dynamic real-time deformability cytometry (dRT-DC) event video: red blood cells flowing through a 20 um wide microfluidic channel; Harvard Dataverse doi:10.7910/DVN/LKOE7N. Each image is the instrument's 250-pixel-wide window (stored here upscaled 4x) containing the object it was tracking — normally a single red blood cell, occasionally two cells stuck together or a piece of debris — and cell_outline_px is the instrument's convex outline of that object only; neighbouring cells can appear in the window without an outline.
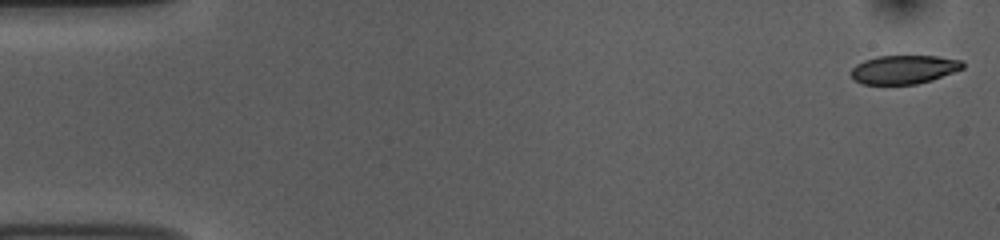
{"species": "common noctule bat (a hibernating species)", "species_latin": "Nyctalus noctula", "temperature_condition": "room temperature", "stored_images_in_passage": 53, "camera_frame_rate_fps": 3000, "um_per_image_px": 0.085, "animal": {"sex": "female", "body_mass_g": 10.0, "forearm_length_mm": 53.1}, "frame": {"image": 1, "passage_image": 1, "time_ms": 0.0, "image_size_px": [1000, 240], "cell_outline_px": [[964, 68], [932, 80], [916, 84], [860, 84], [852, 80], [848, 72], [856, 64], [864, 60], [880, 56], [936, 56], [964, 60]], "centroid_in_image_um": [76.8, 5.91], "position_along_channel_um": 8.2, "area_um2": 18.9}}
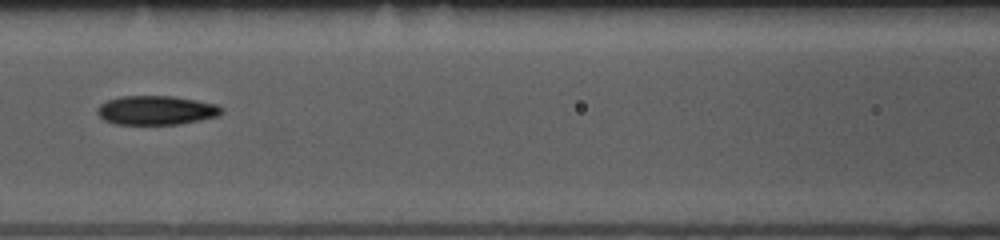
{"frame": {"image": 2, "passage_image": 23, "time_ms": 7.333, "image_size_px": [1000, 240], "cell_outline_px": [[224, 112], [220, 116], [180, 124], [116, 124], [104, 120], [96, 112], [96, 108], [100, 104], [108, 100], [120, 96], [172, 96], [196, 100], [216, 104], [224, 108]], "centroid_in_image_um": [13.3, 9.37], "position_along_channel_um": 153.3, "area_um2": 21.21}}
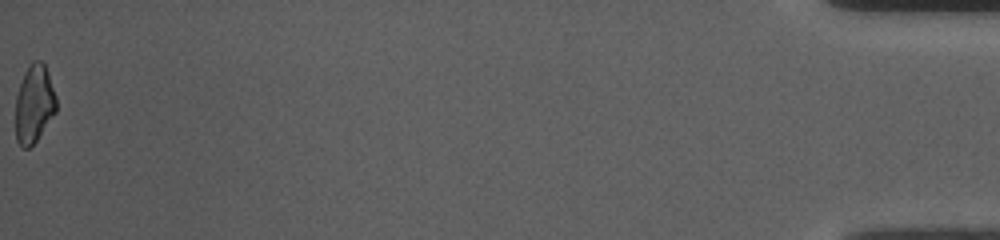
{"frame": {"image": 3, "passage_image": 53, "time_ms": 17.333, "image_size_px": [1000, 240], "cell_outline_px": [[56, 112], [36, 140], [28, 148], [20, 148], [16, 140], [16, 96], [24, 72], [32, 60], [40, 60], [44, 64], [48, 72], [56, 96]], "centroid_in_image_um": [2.9, 8.83], "position_along_channel_um": 432.3, "area_um2": 18.5}, "authors_computed_cell_mechanics": {"area_um2": 20.2878, "velocity_mm_per_s": 3.7907, "shape_relaxation_time_tau1_ms": 4.7259, "shape_relaxation_time_tau2_ms": 9.1475, "deformation_change_tau1": 0.148, "deformation_change_tau2": 0.1637}}